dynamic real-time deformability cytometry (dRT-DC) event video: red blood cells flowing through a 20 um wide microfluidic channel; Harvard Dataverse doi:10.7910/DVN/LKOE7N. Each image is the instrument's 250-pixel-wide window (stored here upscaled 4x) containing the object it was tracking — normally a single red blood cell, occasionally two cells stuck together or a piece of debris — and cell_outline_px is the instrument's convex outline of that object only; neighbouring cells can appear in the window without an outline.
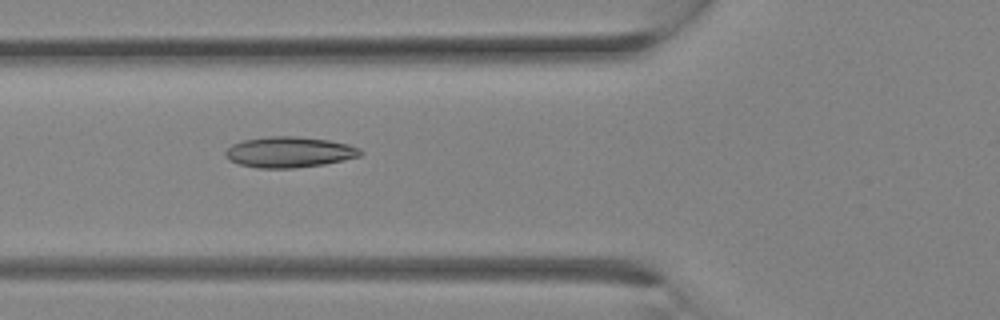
{"species": "Egyptian fruit bat (a non-hibernating species)", "species_latin": "Rousettus aegyptiacus", "temperature_condition": "room temperature", "stored_images_in_passage": 29, "camera_frame_rate_fps": 3000, "um_per_image_px": 0.085, "animal": {"sex": "female"}, "frame": {"image": 1, "passage_image": 11, "time_ms": 3.333, "image_size_px": [1000, 320], "cell_outline_px": [[364, 152], [360, 156], [344, 160], [324, 164], [296, 168], [256, 168], [240, 164], [228, 160], [224, 156], [224, 152], [232, 144], [244, 140], [268, 136], [296, 136], [328, 140], [348, 144], [360, 148]], "centroid_in_image_um": [24.58, 12.93], "position_along_channel_um": 101.2, "area_um2": 24.33}}
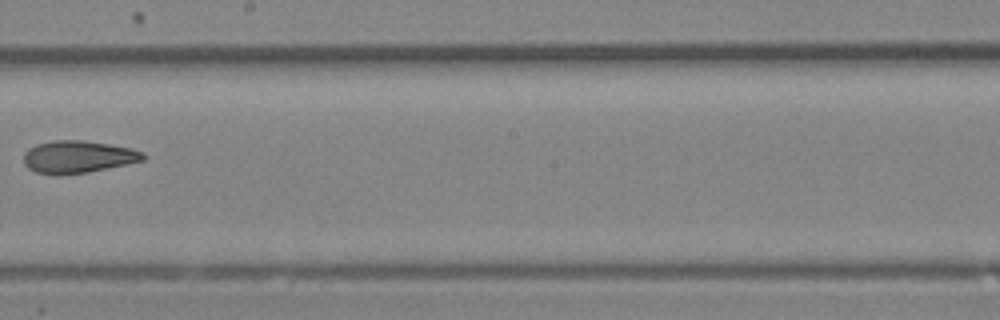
{"frame": {"image": 2, "passage_image": 17, "time_ms": 5.333, "image_size_px": [1000, 320], "cell_outline_px": [[148, 156], [144, 160], [88, 172], [56, 176], [36, 172], [28, 168], [24, 164], [24, 152], [28, 148], [36, 144], [56, 140], [80, 140], [108, 144], [132, 148], [144, 152]], "centroid_in_image_um": [6.61, 13.34], "position_along_channel_um": 241.6, "area_um2": 22.66}}
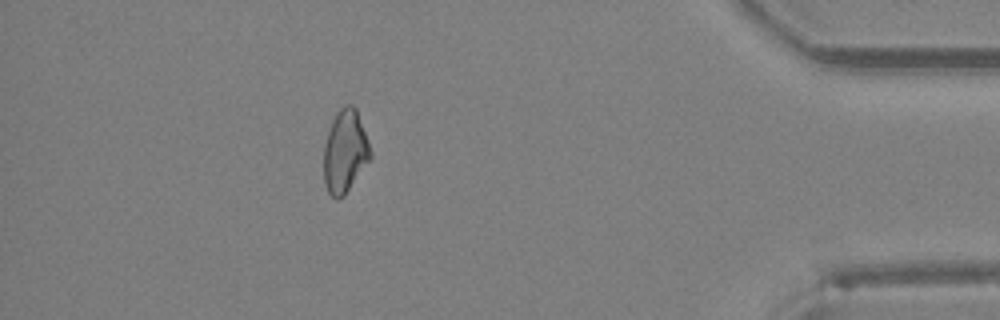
{"frame": {"image": 3, "passage_image": 26, "time_ms": 8.333, "image_size_px": [1000, 320], "cell_outline_px": [[372, 156], [344, 196], [336, 200], [328, 192], [324, 184], [324, 144], [332, 120], [336, 112], [344, 104], [352, 104], [356, 108], [372, 152]], "centroid_in_image_um": [29.32, 12.87], "position_along_channel_um": 405.9, "area_um2": 22.48}}